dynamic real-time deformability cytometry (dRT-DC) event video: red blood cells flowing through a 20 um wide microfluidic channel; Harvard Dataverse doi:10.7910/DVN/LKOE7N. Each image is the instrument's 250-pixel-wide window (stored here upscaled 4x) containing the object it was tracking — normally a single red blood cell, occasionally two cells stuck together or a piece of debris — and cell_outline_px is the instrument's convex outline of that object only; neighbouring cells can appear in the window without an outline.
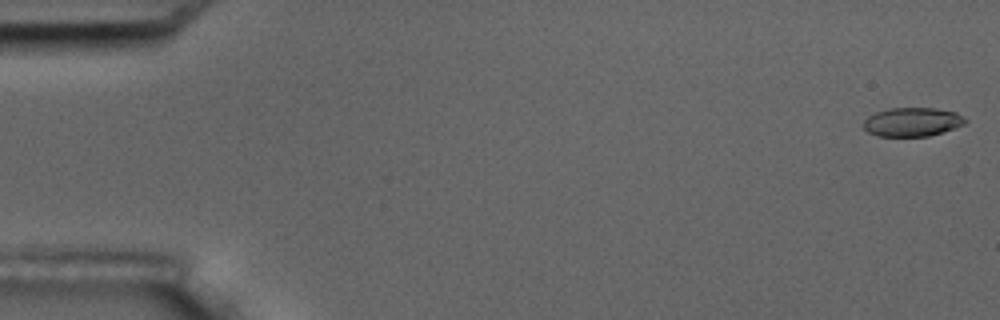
{"species": "common noctule bat (a hibernating species)", "species_latin": "Nyctalus noctula", "temperature_condition": "room temperature", "stored_images_in_passage": 5, "camera_frame_rate_fps": 3000, "um_per_image_px": 0.085, "animal": {"sex": "male", "body_mass_g": 17.5, "forearm_length_mm": 52.3}, "frame": {"image": 1, "passage_image": 1, "time_ms": 0.0, "image_size_px": [1000, 320], "cell_outline_px": [[968, 120], [964, 124], [928, 136], [876, 136], [868, 132], [864, 128], [864, 120], [868, 116], [876, 112], [888, 108], [936, 108], [956, 112]], "centroid_in_image_um": [77.52, 10.36], "position_along_channel_um": 7.5, "area_um2": 16.99}}
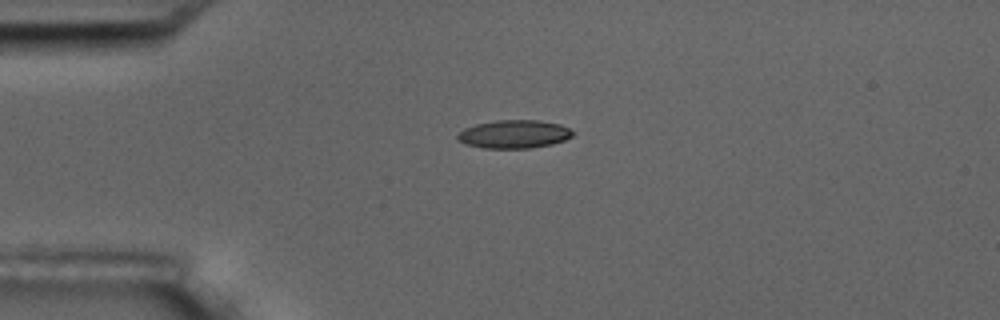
{"frame": {"image": 2, "passage_image": 4, "time_ms": 4.333, "image_size_px": [1000, 320], "cell_outline_px": [[576, 132], [572, 136], [564, 140], [552, 144], [528, 148], [484, 148], [464, 144], [456, 136], [464, 128], [476, 124], [496, 120], [540, 120], [560, 124]], "centroid_in_image_um": [43.71, 11.4], "position_along_channel_um": 41.3, "area_um2": 18.96}}